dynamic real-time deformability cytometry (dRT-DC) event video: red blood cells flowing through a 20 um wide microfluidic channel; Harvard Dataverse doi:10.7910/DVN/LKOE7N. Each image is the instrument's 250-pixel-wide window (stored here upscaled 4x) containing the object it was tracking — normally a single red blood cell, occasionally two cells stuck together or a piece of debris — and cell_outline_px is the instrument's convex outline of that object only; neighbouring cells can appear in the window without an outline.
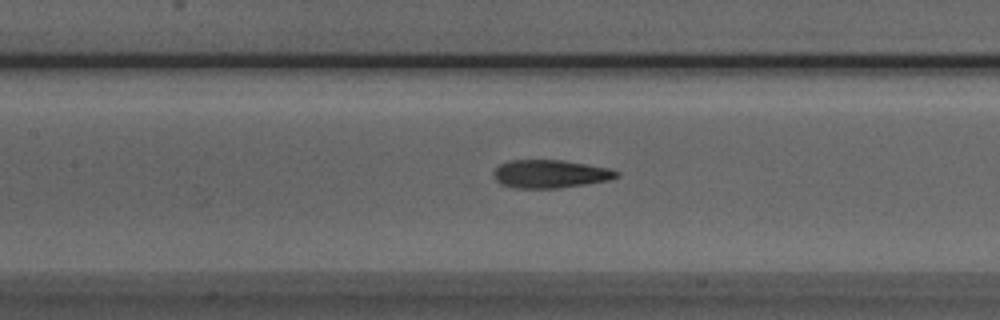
{"species": "Egyptian fruit bat (a non-hibernating species)", "species_latin": "Rousettus aegyptiacus", "temperature_condition": "room temperature", "stored_images_in_passage": 38, "camera_frame_rate_fps": 3000, "um_per_image_px": 0.085, "animal": {"sex": "male"}, "frame": {"image": 1, "passage_image": 13, "time_ms": 4.0, "image_size_px": [1000, 320], "cell_outline_px": [[620, 176], [608, 180], [584, 184], [556, 188], [516, 188], [500, 184], [496, 180], [492, 172], [500, 164], [508, 160], [564, 160], [608, 168], [620, 172]], "centroid_in_image_um": [46.75, 14.77], "position_along_channel_um": 160.7, "area_um2": 20.11}}
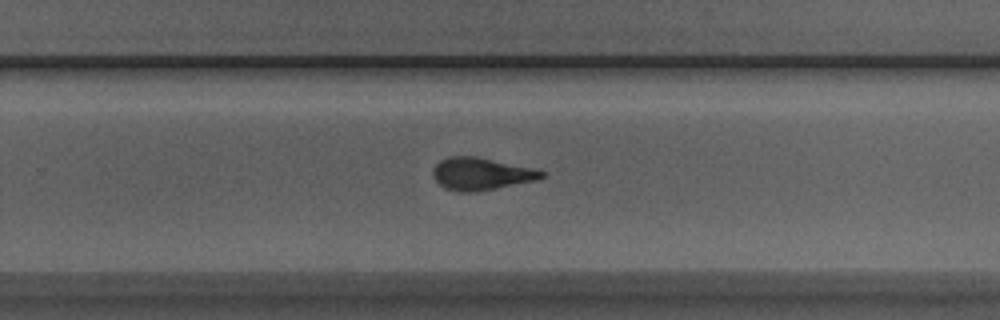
{"frame": {"image": 2, "passage_image": 23, "time_ms": 7.333, "image_size_px": [1000, 320], "cell_outline_px": [[544, 176], [536, 180], [496, 188], [472, 192], [460, 192], [444, 188], [432, 176], [432, 168], [440, 160], [448, 156], [476, 156], [532, 168], [544, 172]], "centroid_in_image_um": [40.84, 14.77], "position_along_channel_um": 289.0, "area_um2": 20.35}}
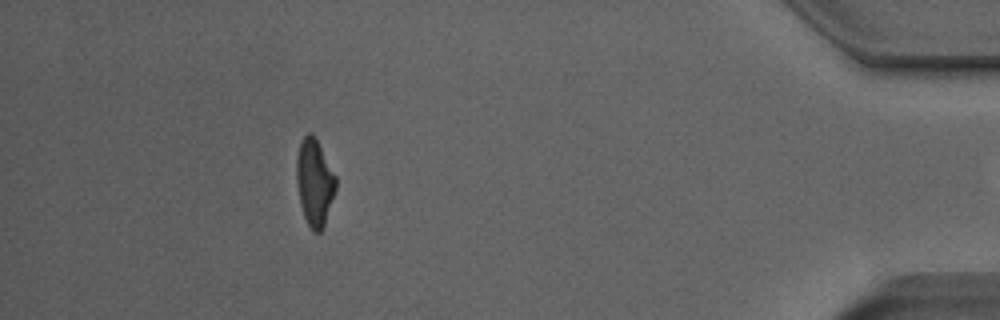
{"frame": {"image": 3, "passage_image": 37, "time_ms": 12.0, "image_size_px": [1000, 320], "cell_outline_px": [[336, 188], [324, 224], [320, 232], [312, 232], [304, 216], [300, 204], [296, 184], [296, 160], [300, 144], [304, 136], [308, 132], [312, 132], [336, 176]], "centroid_in_image_um": [26.72, 15.5], "position_along_channel_um": 408.5, "area_um2": 19.65}}